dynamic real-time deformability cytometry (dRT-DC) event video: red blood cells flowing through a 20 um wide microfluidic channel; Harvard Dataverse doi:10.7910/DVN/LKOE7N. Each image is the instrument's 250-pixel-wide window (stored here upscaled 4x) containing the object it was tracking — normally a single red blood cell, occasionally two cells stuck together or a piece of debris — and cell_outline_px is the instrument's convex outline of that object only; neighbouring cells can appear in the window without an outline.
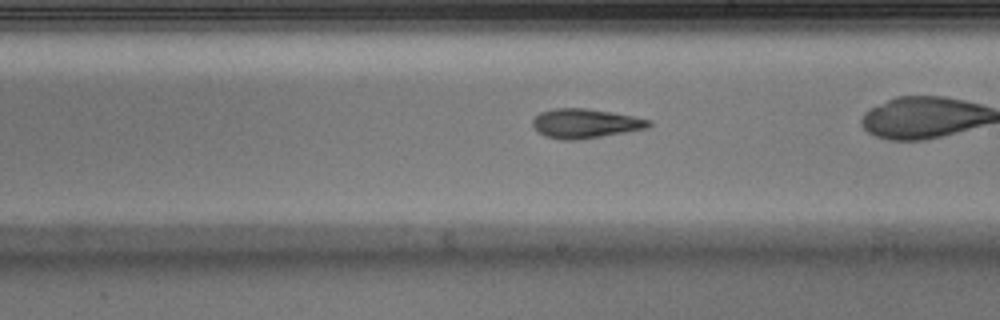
{"species": "Egyptian fruit bat (a non-hibernating species)", "species_latin": "Rousettus aegyptiacus", "temperature_condition": "warm", "stored_images_in_passage": 35, "camera_frame_rate_fps": 3000, "um_per_image_px": 0.085, "animal": {"sex": "male"}, "frame": {"image": 1, "passage_image": 22, "time_ms": 7.0, "image_size_px": [1000, 320], "cell_outline_px": [[652, 124], [648, 128], [600, 136], [572, 140], [564, 140], [544, 136], [532, 124], [532, 120], [540, 112], [552, 108], [584, 108], [632, 116], [652, 120]], "centroid_in_image_um": [49.73, 10.48], "position_along_channel_um": 239.3, "area_um2": 19.54}, "authors_computed_cell_mechanics": {"area_um2": 19.5364, "velocity_mm_per_s": 4.1045, "shape_relaxation_time_tau1_ms": 7.2647, "shape_relaxation_time_tau2_ms": 4.751, "deformation_change_tau1": 0.2191, "deformation_change_tau2": 0.177}}